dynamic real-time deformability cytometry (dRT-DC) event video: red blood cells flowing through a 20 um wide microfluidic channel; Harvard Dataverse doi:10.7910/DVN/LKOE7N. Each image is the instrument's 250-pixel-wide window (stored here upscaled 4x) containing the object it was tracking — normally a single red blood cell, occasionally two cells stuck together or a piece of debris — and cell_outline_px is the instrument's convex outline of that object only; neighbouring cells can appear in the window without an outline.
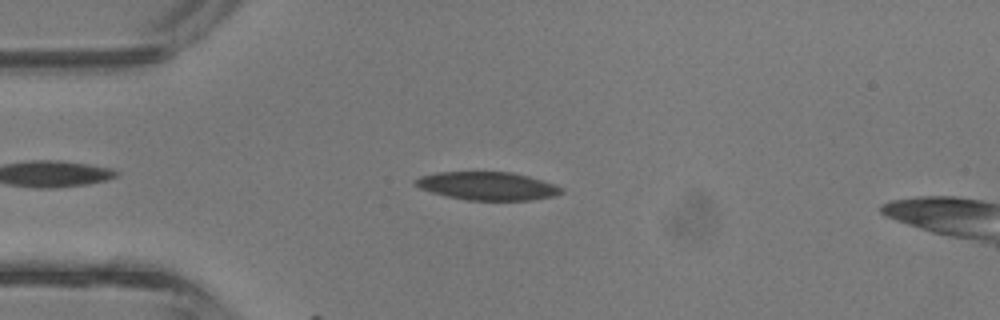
{"species": "common noctule bat (a hibernating species)", "species_latin": "Nyctalus noctula", "temperature_condition": "room temperature", "stored_images_in_passage": 14, "camera_frame_rate_fps": 3000, "um_per_image_px": 0.085, "animal": {"sex": "male", "body_mass_g": 13.3}, "frame": {"image": 1, "passage_image": 5, "time_ms": 1.333, "image_size_px": [1000, 320], "cell_outline_px": [[564, 192], [552, 196], [528, 200], [468, 200], [448, 196], [432, 192], [420, 188], [412, 180], [420, 176], [436, 172], [512, 172], [528, 176], [552, 184], [560, 188]], "centroid_in_image_um": [41.38, 15.8], "position_along_channel_um": 43.6, "area_um2": 23.58}}